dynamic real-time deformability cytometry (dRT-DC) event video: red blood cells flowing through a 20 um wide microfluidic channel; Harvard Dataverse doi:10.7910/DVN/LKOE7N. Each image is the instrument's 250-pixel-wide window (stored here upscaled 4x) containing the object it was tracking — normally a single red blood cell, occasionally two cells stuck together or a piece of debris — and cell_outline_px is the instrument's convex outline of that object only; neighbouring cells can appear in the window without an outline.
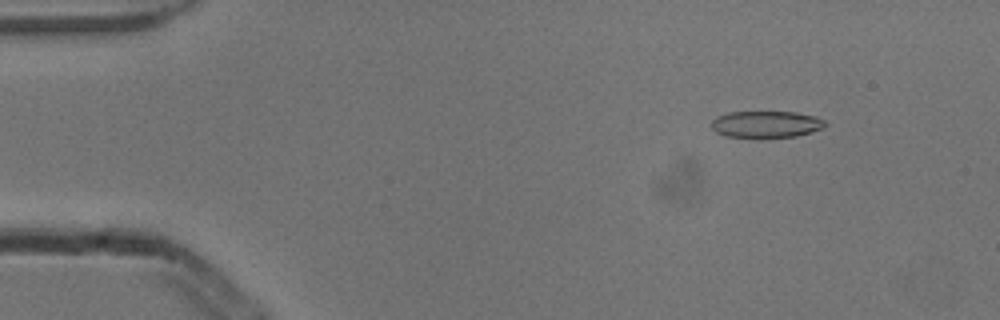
{"species": "common noctule bat (a hibernating species)", "species_latin": "Nyctalus noctula", "temperature_condition": "cold", "stored_images_in_passage": 6, "camera_frame_rate_fps": 3000, "um_per_image_px": 0.085, "animal": {"sex": "male", "body_mass_g": 13.3}, "frame": {"image": 1, "passage_image": 2, "time_ms": 0.333, "image_size_px": [1000, 320], "cell_outline_px": [[828, 124], [824, 128], [812, 132], [796, 136], [728, 136], [716, 132], [712, 128], [712, 120], [716, 116], [728, 112], [796, 112], [816, 116], [824, 120]], "centroid_in_image_um": [65.17, 10.54], "position_along_channel_um": 19.8, "area_um2": 17.46}}
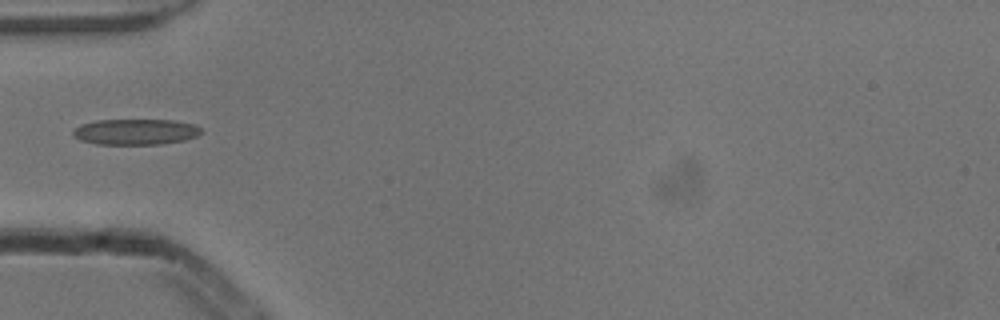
{"frame": {"image": 2, "passage_image": 5, "time_ms": 1.333, "image_size_px": [1000, 320], "cell_outline_px": [[204, 132], [196, 136], [184, 140], [160, 144], [96, 144], [80, 140], [72, 132], [80, 124], [96, 120], [172, 120], [196, 124]], "centroid_in_image_um": [11.55, 11.2], "position_along_channel_um": 73.4, "area_um2": 19.25}}
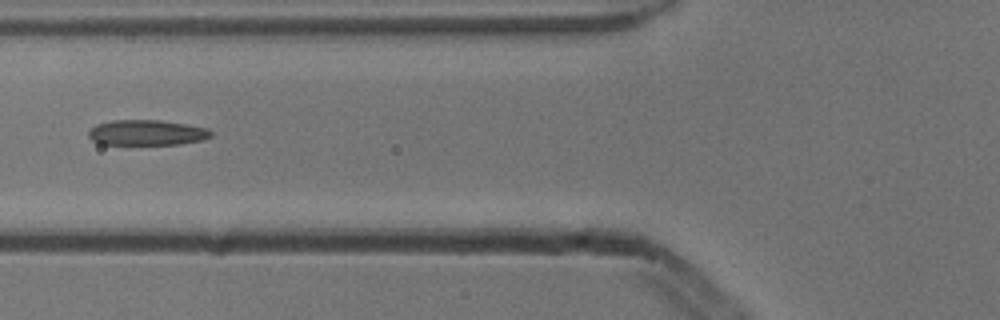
{"frame": {"image": 3, "passage_image": 6, "time_ms": 1.667, "image_size_px": [1000, 320], "cell_outline_px": [[212, 136], [200, 140], [180, 144], [100, 144], [92, 140], [88, 136], [88, 132], [96, 124], [112, 120], [160, 120], [188, 124], [208, 128], [212, 132]], "centroid_in_image_um": [12.48, 11.26], "position_along_channel_um": 113.3, "area_um2": 18.15}}